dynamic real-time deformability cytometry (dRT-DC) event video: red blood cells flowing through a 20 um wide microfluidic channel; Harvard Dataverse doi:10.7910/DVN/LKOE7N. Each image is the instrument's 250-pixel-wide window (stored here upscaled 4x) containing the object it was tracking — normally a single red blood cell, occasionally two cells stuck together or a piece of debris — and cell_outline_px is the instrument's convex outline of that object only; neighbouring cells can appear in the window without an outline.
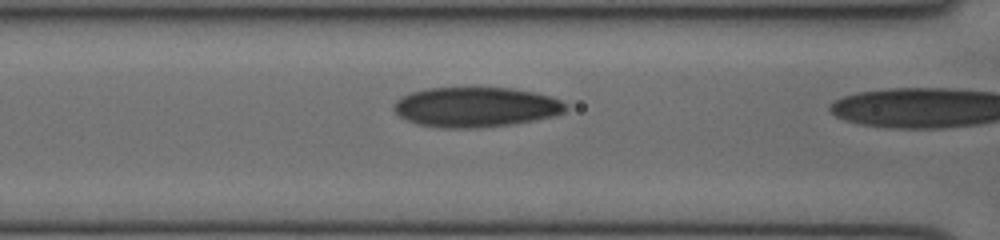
{"species": "human", "species_latin": "Homo sapiens", "temperature_condition": "cold", "stored_images_in_passage": 20, "camera_frame_rate_fps": 3000, "um_per_image_px": 0.085, "donor": {"sex": "female"}, "frame": {"image": 1, "passage_image": 19, "time_ms": 6.0, "image_size_px": [1000, 240], "cell_outline_px": [[568, 108], [564, 112], [556, 116], [536, 120], [512, 124], [476, 128], [440, 128], [416, 124], [400, 116], [392, 108], [392, 104], [400, 96], [424, 88], [512, 88], [532, 92], [548, 96], [560, 100], [568, 104]], "centroid_in_image_um": [40.42, 9.11], "position_along_channel_um": 126.2, "area_um2": 40.29}}